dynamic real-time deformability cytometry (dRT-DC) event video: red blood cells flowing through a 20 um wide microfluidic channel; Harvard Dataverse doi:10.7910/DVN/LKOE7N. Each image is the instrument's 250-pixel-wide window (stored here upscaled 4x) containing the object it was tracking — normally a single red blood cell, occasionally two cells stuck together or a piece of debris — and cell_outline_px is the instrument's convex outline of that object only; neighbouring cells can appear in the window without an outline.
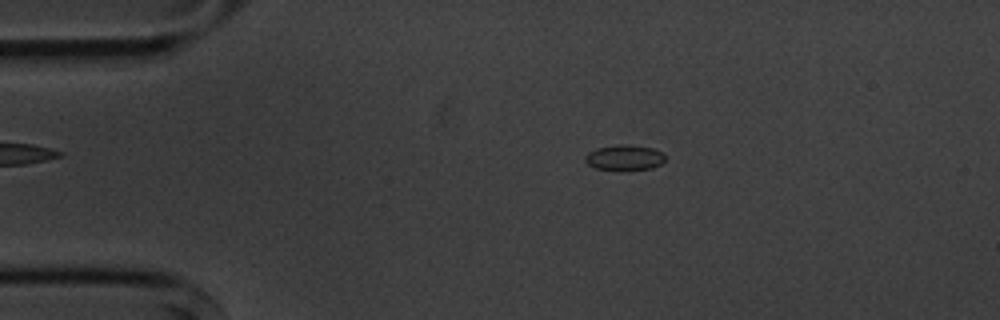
{"species": "common noctule bat (a hibernating species)", "species_latin": "Nyctalus noctula", "temperature_condition": "cold", "stored_images_in_passage": 6, "camera_frame_rate_fps": 3000, "um_per_image_px": 0.085, "animal": {"sex": "male", "body_mass_g": 20.1, "forearm_length_mm": 53.5}, "frame": {"image": 1, "passage_image": 3, "time_ms": 2.333, "image_size_px": [1000, 320], "cell_outline_px": [[664, 160], [660, 164], [652, 168], [596, 168], [588, 164], [584, 160], [584, 156], [588, 152], [596, 148], [620, 144], [624, 144], [652, 148], [664, 152]], "centroid_in_image_um": [53.07, 13.35], "position_along_channel_um": 31.9, "area_um2": 11.39}}
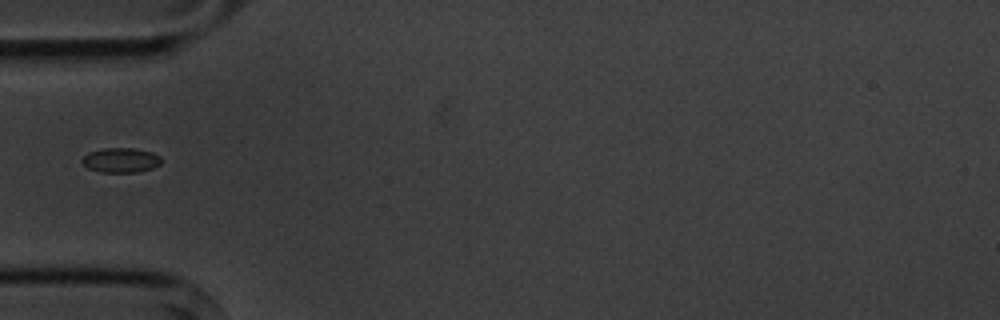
{"frame": {"image": 2, "passage_image": 5, "time_ms": 4.667, "image_size_px": [1000, 320], "cell_outline_px": [[160, 164], [152, 168], [136, 172], [100, 172], [88, 168], [80, 160], [88, 152], [104, 148], [132, 148], [152, 152], [160, 156]], "centroid_in_image_um": [10.25, 13.61], "position_along_channel_um": 74.8, "area_um2": 11.33}}
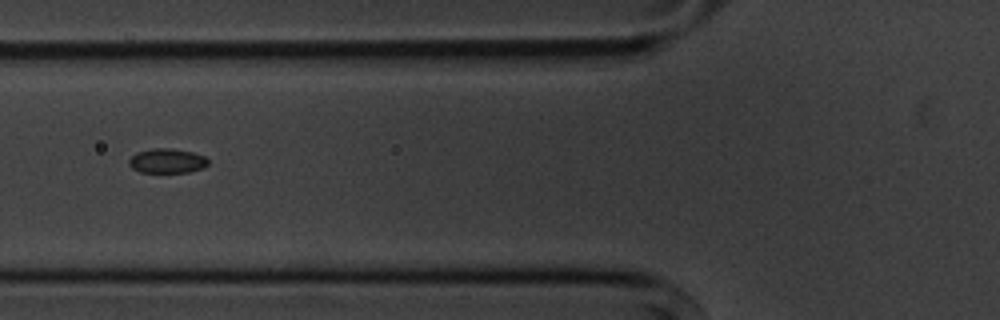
{"frame": {"image": 3, "passage_image": 6, "time_ms": 5.667, "image_size_px": [1000, 320], "cell_outline_px": [[208, 164], [204, 168], [188, 172], [140, 172], [132, 168], [128, 164], [128, 160], [136, 152], [152, 148], [172, 148], [192, 152], [204, 156], [208, 160]], "centroid_in_image_um": [14.19, 13.67], "position_along_channel_um": 111.6, "area_um2": 11.39}}